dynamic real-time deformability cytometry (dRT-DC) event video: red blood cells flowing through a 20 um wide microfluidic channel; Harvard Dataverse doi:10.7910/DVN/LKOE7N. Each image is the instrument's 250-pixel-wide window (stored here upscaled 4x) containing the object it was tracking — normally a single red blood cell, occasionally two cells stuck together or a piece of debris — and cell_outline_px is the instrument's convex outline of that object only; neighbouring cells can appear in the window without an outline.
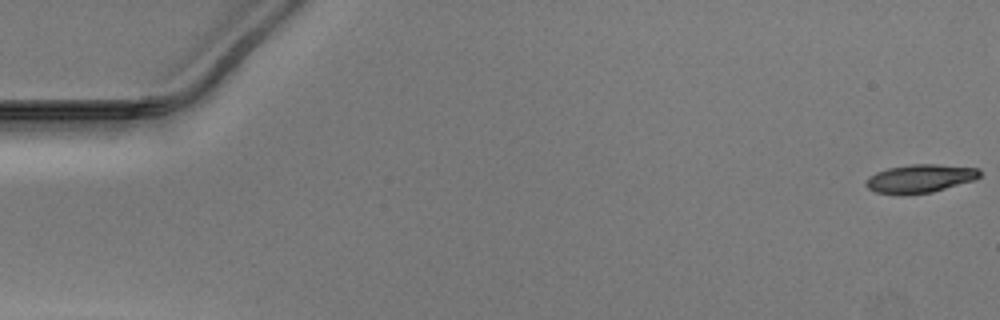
{"species": "Egyptian fruit bat (a non-hibernating species)", "species_latin": "Rousettus aegyptiacus", "temperature_condition": "warm", "stored_images_in_passage": 49, "camera_frame_rate_fps": 3000, "um_per_image_px": 0.085, "animal": {"sex": "male"}, "frame": {"image": 1, "passage_image": 1, "time_ms": 0.0, "image_size_px": [1000, 320], "cell_outline_px": [[980, 176], [976, 180], [932, 192], [900, 196], [876, 192], [868, 188], [864, 184], [868, 176], [876, 172], [888, 168], [912, 164], [936, 164], [980, 168]], "centroid_in_image_um": [78.19, 15.19], "position_along_channel_um": 6.8, "area_um2": 19.13}}
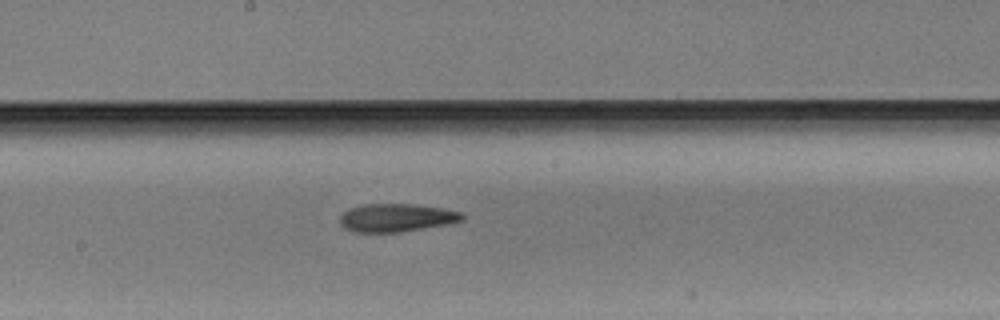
{"frame": {"image": 2, "passage_image": 28, "time_ms": 9.0, "image_size_px": [1000, 320], "cell_outline_px": [[464, 220], [448, 224], [400, 232], [356, 232], [344, 228], [340, 224], [340, 216], [348, 208], [364, 204], [408, 204], [444, 208], [460, 212], [464, 216]], "centroid_in_image_um": [33.68, 18.5], "position_along_channel_um": 214.5, "area_um2": 20.0}}
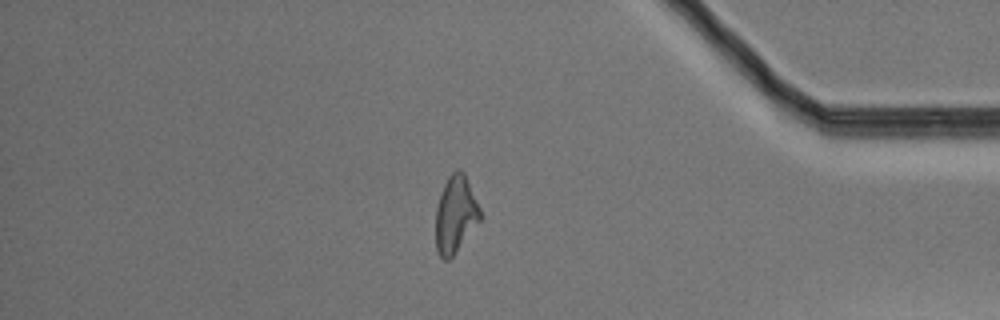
{"frame": {"image": 3, "passage_image": 44, "time_ms": 14.333, "image_size_px": [1000, 320], "cell_outline_px": [[480, 220], [452, 256], [448, 260], [444, 260], [440, 256], [436, 248], [436, 208], [444, 184], [448, 176], [456, 168], [460, 168], [464, 172], [480, 208]], "centroid_in_image_um": [38.71, 18.19], "position_along_channel_um": 396.5, "area_um2": 19.65}}